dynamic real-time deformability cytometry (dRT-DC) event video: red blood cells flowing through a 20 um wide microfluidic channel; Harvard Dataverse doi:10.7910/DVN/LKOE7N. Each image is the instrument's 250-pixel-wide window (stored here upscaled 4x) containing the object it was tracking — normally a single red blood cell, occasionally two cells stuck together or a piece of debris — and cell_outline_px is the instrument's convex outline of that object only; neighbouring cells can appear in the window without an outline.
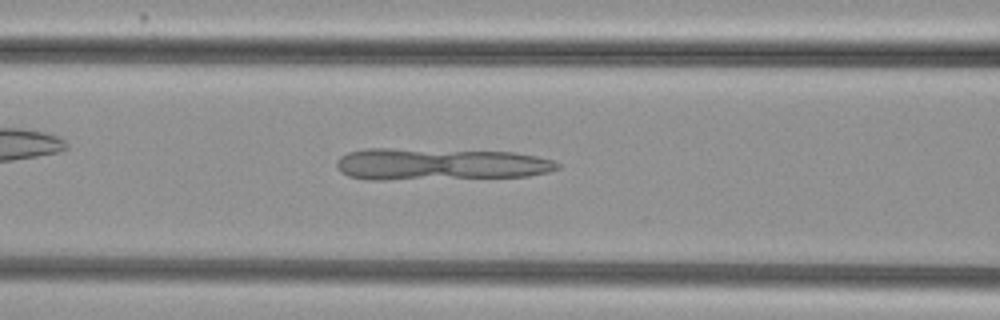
{"species": "common noctule bat (a hibernating species)", "species_latin": "Nyctalus noctula", "temperature_condition": "cold", "stored_images_in_passage": 22, "camera_frame_rate_fps": 3000, "um_per_image_px": 0.085, "animal": {"sex": "female", "body_mass_g": 29.2, "forearm_length_mm": 56.3}, "frame": {"image": 1, "passage_image": 12, "time_ms": 3.667, "image_size_px": [1000, 320], "cell_outline_px": [[560, 168], [548, 172], [528, 176], [384, 180], [368, 180], [348, 176], [340, 172], [336, 168], [336, 160], [340, 156], [348, 152], [364, 148], [392, 148], [512, 152], [536, 156], [552, 160], [560, 164]], "centroid_in_image_um": [37.31, 13.95], "position_along_channel_um": 129.3, "area_um2": 41.44}}
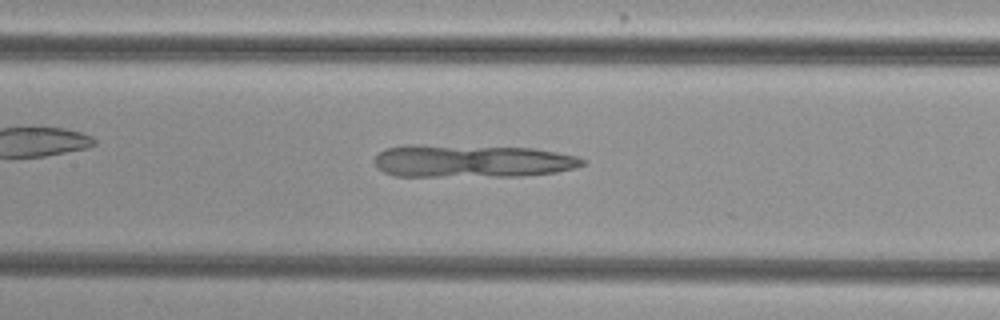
{"frame": {"image": 2, "passage_image": 15, "time_ms": 4.667, "image_size_px": [1000, 320], "cell_outline_px": [[588, 160], [584, 164], [576, 168], [556, 172], [520, 176], [396, 176], [384, 172], [376, 168], [372, 160], [384, 148], [404, 144], [416, 144], [536, 148], [576, 156]], "centroid_in_image_um": [40.08, 13.68], "position_along_channel_um": 167.3, "area_um2": 40.29}}